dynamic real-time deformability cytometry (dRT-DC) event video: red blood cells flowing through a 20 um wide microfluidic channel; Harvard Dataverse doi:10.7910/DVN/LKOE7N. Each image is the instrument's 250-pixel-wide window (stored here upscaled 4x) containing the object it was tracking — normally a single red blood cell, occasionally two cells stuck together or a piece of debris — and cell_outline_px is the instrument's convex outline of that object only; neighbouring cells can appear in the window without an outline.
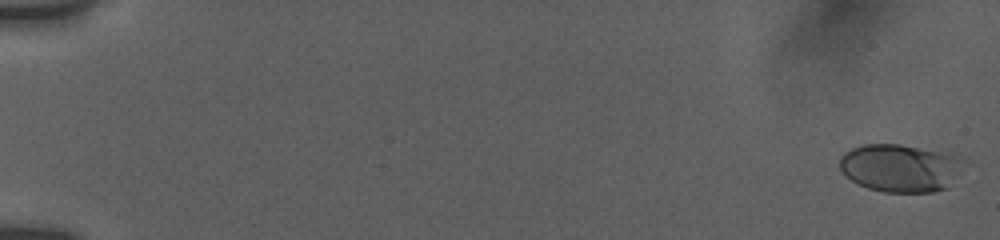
{"species": "human", "species_latin": "Homo sapiens", "temperature_condition": "room temperature", "stored_images_in_passage": 16, "camera_frame_rate_fps": 3000, "um_per_image_px": 0.085, "donor": {"sex": "female"}, "frame": {"image": 1, "passage_image": 1, "time_ms": 0.0, "image_size_px": [1000, 240], "cell_outline_px": [[968, 164], [948, 188], [932, 192], [884, 192], [868, 188], [852, 180], [840, 168], [840, 156], [844, 152], [852, 148], [864, 144], [900, 144], [956, 152], [968, 156]], "centroid_in_image_um": [76.7, 14.24], "position_along_channel_um": 8.3, "area_um2": 35.84}}
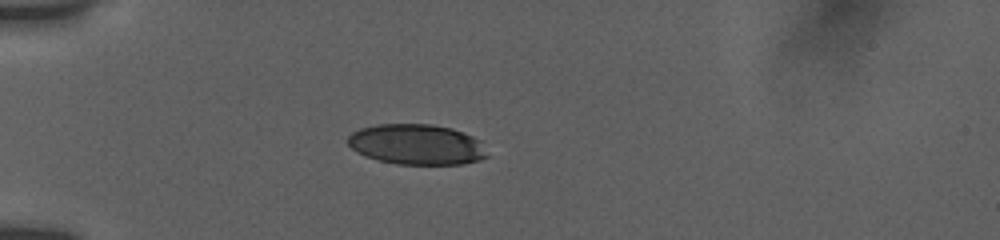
{"frame": {"image": 2, "passage_image": 14, "time_ms": 5.333, "image_size_px": [1000, 240], "cell_outline_px": [[488, 156], [480, 160], [464, 164], [396, 164], [364, 156], [356, 152], [348, 144], [348, 136], [352, 132], [360, 128], [376, 124], [432, 124], [452, 128], [472, 136], [480, 140]], "centroid_in_image_um": [35.41, 12.27], "position_along_channel_um": 49.6, "area_um2": 32.95}}
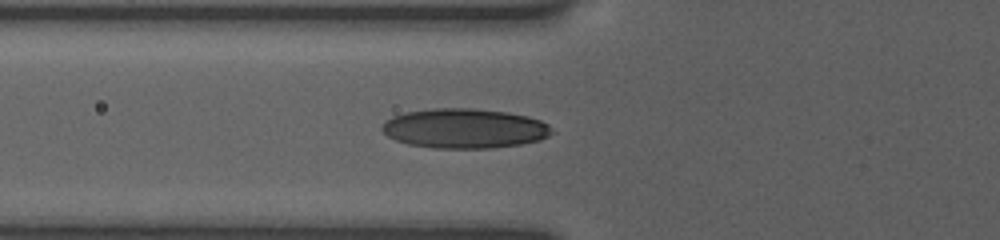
{"frame": {"image": 3, "passage_image": 16, "time_ms": 7.0, "image_size_px": [1000, 240], "cell_outline_px": [[556, 132], [540, 140], [520, 144], [492, 148], [432, 148], [408, 144], [396, 140], [388, 136], [380, 128], [392, 116], [404, 112], [436, 108], [472, 108], [508, 112], [528, 116], [540, 120], [548, 124]], "centroid_in_image_um": [39.51, 10.91], "position_along_channel_um": 86.3, "area_um2": 39.42}}